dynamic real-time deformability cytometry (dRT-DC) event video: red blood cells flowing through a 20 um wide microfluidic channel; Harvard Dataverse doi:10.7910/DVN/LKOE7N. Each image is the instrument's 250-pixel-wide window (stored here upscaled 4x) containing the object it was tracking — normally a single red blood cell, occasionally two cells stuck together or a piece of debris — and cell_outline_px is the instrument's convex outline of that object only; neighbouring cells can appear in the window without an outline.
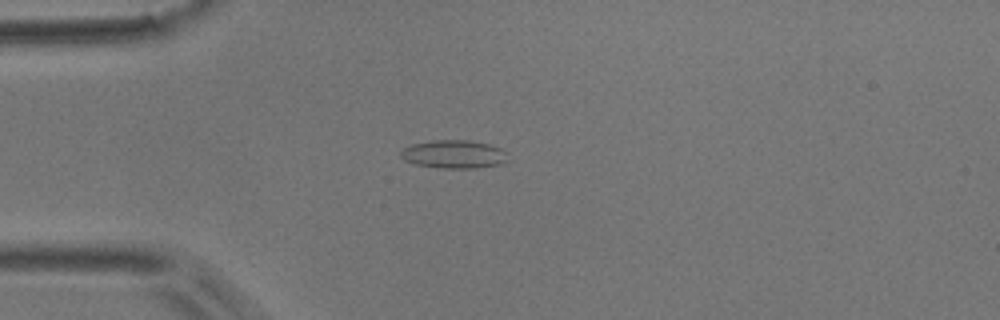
{"species": "common noctule bat (a hibernating species)", "species_latin": "Nyctalus noctula", "temperature_condition": "room temperature", "stored_images_in_passage": 2, "camera_frame_rate_fps": 3000, "um_per_image_px": 0.085, "animal": {"sex": "male", "body_mass_g": 17.9}, "frame": {"image": 1, "passage_image": 2, "time_ms": 1.333, "image_size_px": [1000, 320], "cell_outline_px": [[508, 160], [500, 164], [476, 168], [440, 168], [416, 164], [404, 160], [400, 156], [400, 152], [404, 148], [412, 144], [432, 140], [468, 140], [488, 144], [500, 148], [504, 152]], "centroid_in_image_um": [38.55, 13.11], "position_along_channel_um": 46.4, "area_um2": 17.51}}